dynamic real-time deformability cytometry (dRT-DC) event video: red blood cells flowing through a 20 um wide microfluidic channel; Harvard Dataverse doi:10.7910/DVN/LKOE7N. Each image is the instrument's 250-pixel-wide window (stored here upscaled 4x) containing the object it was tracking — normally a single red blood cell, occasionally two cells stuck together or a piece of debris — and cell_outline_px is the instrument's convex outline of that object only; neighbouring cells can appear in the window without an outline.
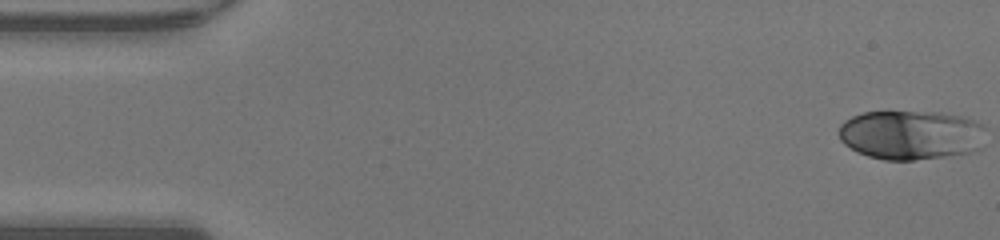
{"species": "human", "species_latin": "Homo sapiens", "temperature_condition": "warm", "stored_images_in_passage": 48, "camera_frame_rate_fps": 3000, "um_per_image_px": 0.085, "donor": {"sex": "male"}, "frame": {"image": 1, "passage_image": 1, "time_ms": 0.0, "image_size_px": [1000, 240], "cell_outline_px": [[984, 128], [980, 148], [972, 152], [944, 156], [912, 160], [884, 160], [868, 156], [844, 144], [840, 140], [840, 124], [844, 120], [852, 116], [864, 112], [940, 112], [960, 116], [972, 120], [980, 124]], "centroid_in_image_um": [77.41, 11.46], "position_along_channel_um": 7.6, "area_um2": 41.96}}
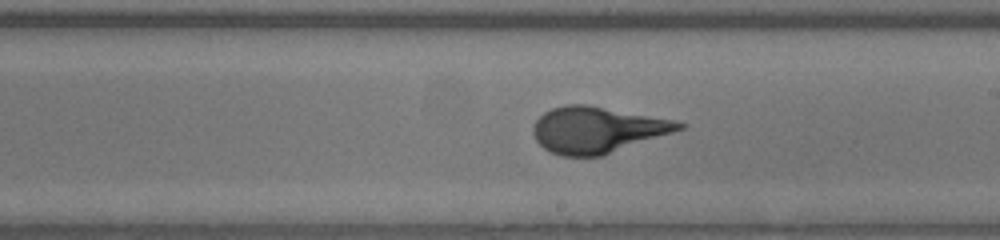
{"frame": {"image": 2, "passage_image": 27, "time_ms": 8.667, "image_size_px": [1000, 240], "cell_outline_px": [[688, 124], [684, 128], [600, 156], [560, 156], [544, 148], [536, 140], [532, 132], [532, 128], [536, 120], [544, 112], [552, 108], [564, 104], [584, 104], [672, 120]], "centroid_in_image_um": [50.69, 11.03], "position_along_channel_um": 238.3, "area_um2": 38.55}}
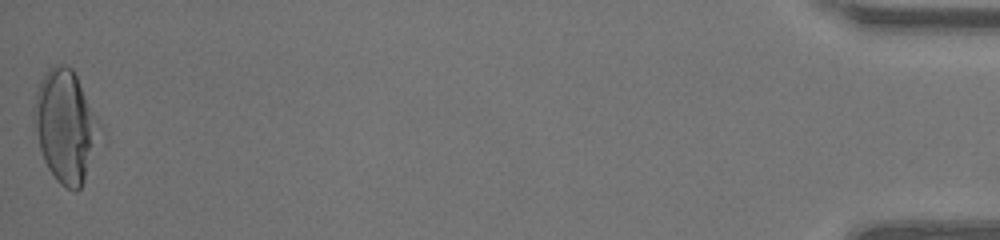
{"frame": {"image": 3, "passage_image": 48, "time_ms": 15.667, "image_size_px": [1000, 240], "cell_outline_px": [[108, 140], [80, 188], [76, 192], [72, 192], [60, 184], [56, 180], [48, 168], [44, 160], [40, 148], [32, 120], [32, 112], [36, 92], [48, 68], [60, 64], [64, 64], [72, 68], [104, 128], [108, 136]], "centroid_in_image_um": [5.7, 10.82], "position_along_channel_um": 429.5, "area_um2": 45.03}, "authors_computed_cell_mechanics": {"area_um2": 38.437, "velocity_mm_per_s": 4.2703, "shape_relaxation_time_tau1_ms": 5.268, "shape_relaxation_time_tau2_ms": null, "deformation_change_tau1": 0.2757, "deformation_change_tau2": null}}